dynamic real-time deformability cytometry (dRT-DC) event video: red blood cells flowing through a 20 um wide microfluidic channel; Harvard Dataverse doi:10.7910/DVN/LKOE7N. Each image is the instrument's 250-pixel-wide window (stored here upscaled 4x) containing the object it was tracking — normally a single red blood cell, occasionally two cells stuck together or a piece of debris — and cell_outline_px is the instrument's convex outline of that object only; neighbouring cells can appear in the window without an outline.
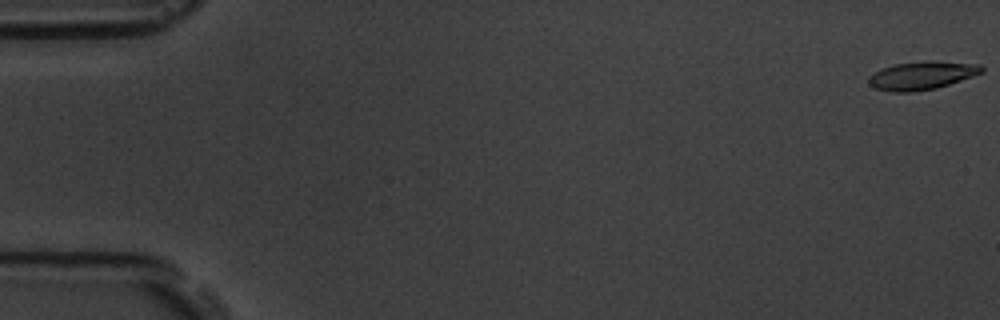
{"species": "common noctule bat (a hibernating species)", "species_latin": "Nyctalus noctula", "temperature_condition": "room temperature", "stored_images_in_passage": 6, "camera_frame_rate_fps": 3000, "um_per_image_px": 0.085, "animal": {"sex": "male", "body_mass_g": 19.5, "forearm_length_mm": 54.6}, "frame": {"image": 1, "passage_image": 1, "time_ms": 0.0, "image_size_px": [1000, 320], "cell_outline_px": [[984, 72], [936, 88], [912, 92], [892, 92], [876, 88], [868, 84], [868, 76], [884, 68], [896, 64], [980, 64], [984, 68]], "centroid_in_image_um": [78.29, 6.49], "position_along_channel_um": 6.7, "area_um2": 17.22}}
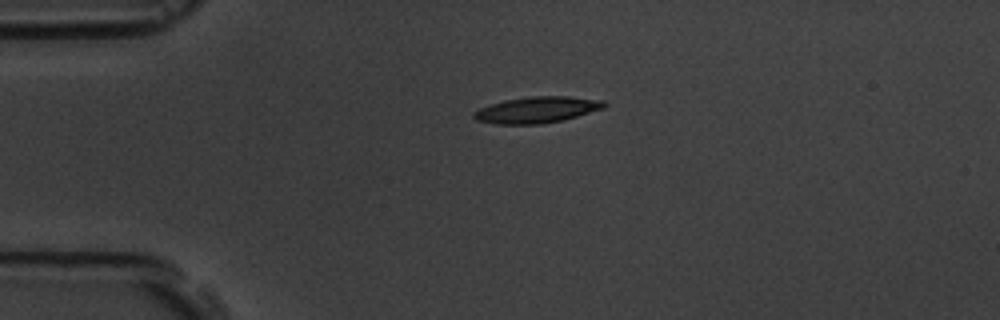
{"frame": {"image": 2, "passage_image": 4, "time_ms": 4.333, "image_size_px": [1000, 320], "cell_outline_px": [[608, 104], [604, 108], [564, 120], [540, 124], [496, 124], [476, 120], [472, 116], [472, 112], [480, 108], [504, 100], [532, 96], [568, 96], [604, 100]], "centroid_in_image_um": [45.66, 9.33], "position_along_channel_um": 39.3, "area_um2": 20.0}}
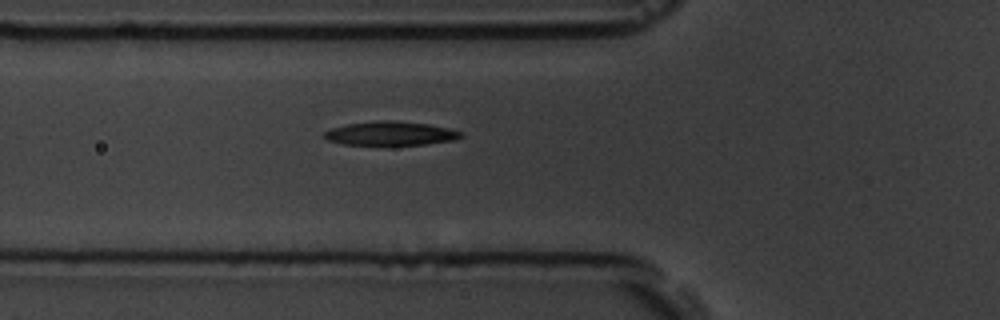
{"frame": {"image": 3, "passage_image": 6, "time_ms": 6.667, "image_size_px": [1000, 320], "cell_outline_px": [[464, 136], [456, 140], [428, 144], [344, 144], [328, 140], [320, 136], [324, 132], [332, 128], [348, 124], [376, 120], [392, 120], [428, 124], [448, 128], [464, 132]], "centroid_in_image_um": [33.23, 11.33], "position_along_channel_um": 92.6, "area_um2": 19.02}}